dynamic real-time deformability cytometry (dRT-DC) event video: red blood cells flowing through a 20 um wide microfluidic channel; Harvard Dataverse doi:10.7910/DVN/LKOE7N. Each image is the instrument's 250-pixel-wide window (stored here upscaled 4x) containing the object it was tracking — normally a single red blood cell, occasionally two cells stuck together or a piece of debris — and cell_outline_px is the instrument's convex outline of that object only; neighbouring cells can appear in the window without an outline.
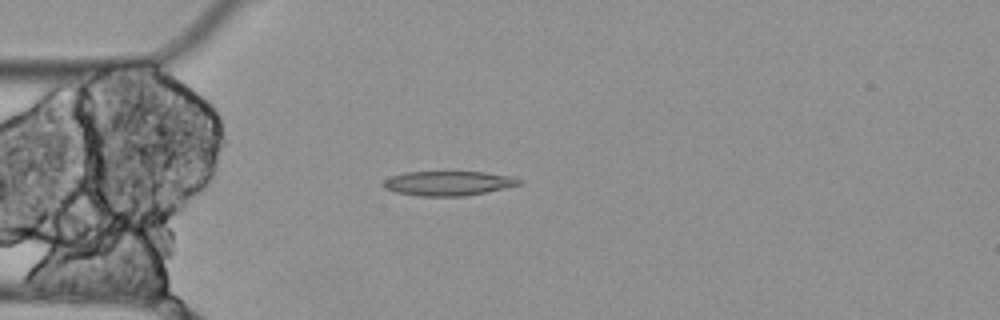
{"species": "Egyptian fruit bat (a non-hibernating species)", "species_latin": "Rousettus aegyptiacus", "temperature_condition": "cold", "stored_images_in_passage": 3, "camera_frame_rate_fps": 3000, "um_per_image_px": 0.085, "animal": {"sex": "female"}, "frame": {"image": 1, "passage_image": 2, "time_ms": 0.333, "image_size_px": [1000, 320], "cell_outline_px": [[520, 184], [484, 192], [464, 196], [420, 196], [396, 192], [384, 188], [384, 180], [392, 176], [408, 172], [484, 172], [512, 176], [520, 180]], "centroid_in_image_um": [38.08, 15.58], "position_along_channel_um": 46.9, "area_um2": 19.02}}